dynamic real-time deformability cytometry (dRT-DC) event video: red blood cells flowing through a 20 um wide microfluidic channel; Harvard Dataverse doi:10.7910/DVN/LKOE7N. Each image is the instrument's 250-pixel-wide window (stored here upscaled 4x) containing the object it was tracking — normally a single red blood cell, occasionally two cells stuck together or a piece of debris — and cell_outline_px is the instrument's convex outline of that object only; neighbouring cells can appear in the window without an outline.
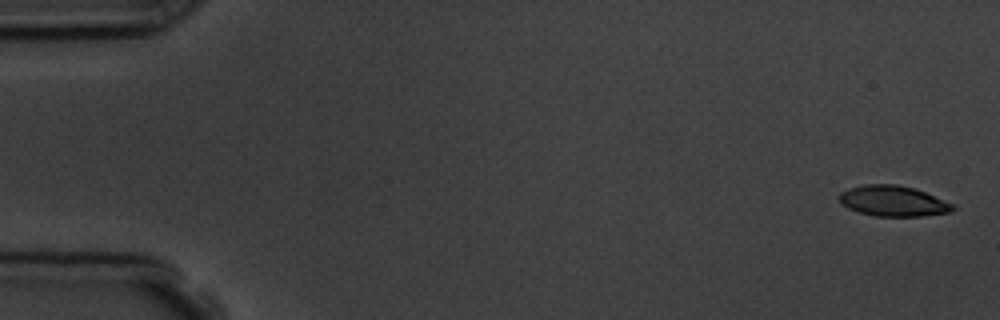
{"species": "common noctule bat (a hibernating species)", "species_latin": "Nyctalus noctula", "temperature_condition": "room temperature", "stored_images_in_passage": 5, "camera_frame_rate_fps": 3000, "um_per_image_px": 0.085, "animal": {"sex": "male", "body_mass_g": 19.5, "forearm_length_mm": 54.6}, "frame": {"image": 1, "passage_image": 1, "time_ms": 0.0, "image_size_px": [1000, 320], "cell_outline_px": [[956, 208], [952, 212], [920, 216], [872, 216], [848, 208], [840, 200], [840, 192], [848, 188], [864, 184], [896, 184], [912, 188], [924, 192], [956, 204]], "centroid_in_image_um": [75.95, 17.09], "position_along_channel_um": 9.0, "area_um2": 20.23}}
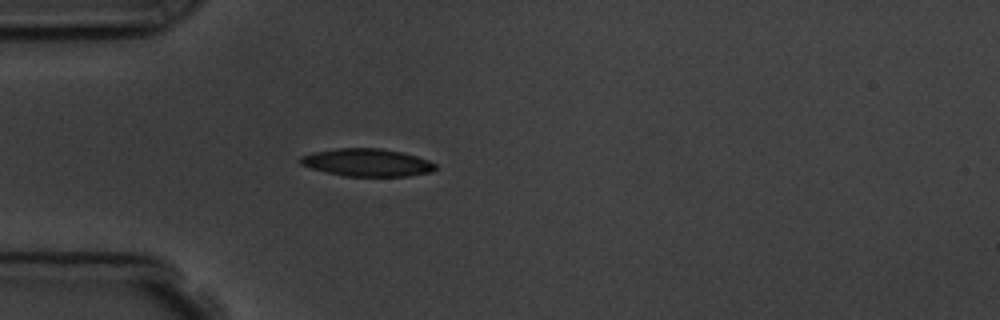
{"frame": {"image": 2, "passage_image": 5, "time_ms": 4.667, "image_size_px": [1000, 320], "cell_outline_px": [[436, 168], [432, 172], [408, 176], [344, 176], [312, 168], [300, 164], [300, 156], [312, 152], [336, 148], [380, 148], [400, 152], [416, 156], [428, 160], [436, 164]], "centroid_in_image_um": [31.2, 13.81], "position_along_channel_um": 53.8, "area_um2": 21.68}}